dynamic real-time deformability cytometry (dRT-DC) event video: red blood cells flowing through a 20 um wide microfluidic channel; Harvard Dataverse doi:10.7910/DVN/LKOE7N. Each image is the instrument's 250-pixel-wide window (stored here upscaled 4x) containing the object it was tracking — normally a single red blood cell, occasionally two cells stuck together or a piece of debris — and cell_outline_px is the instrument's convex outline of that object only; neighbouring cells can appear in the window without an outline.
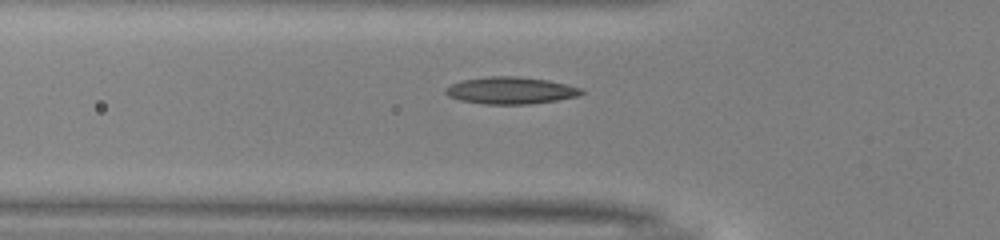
{"species": "common noctule bat (a hibernating species)", "species_latin": "Nyctalus noctula", "temperature_condition": "warm", "stored_images_in_passage": 28, "camera_frame_rate_fps": 3000, "um_per_image_px": 0.085, "animal": {"sex": "male", "body_mass_g": 13.0, "forearm_length_mm": 53.1}, "frame": {"image": 1, "passage_image": 5, "time_ms": 1.333, "image_size_px": [1000, 240], "cell_outline_px": [[584, 92], [580, 96], [556, 100], [528, 104], [484, 104], [460, 100], [448, 96], [444, 92], [444, 88], [452, 84], [464, 80], [492, 76], [516, 76], [548, 80], [584, 88]], "centroid_in_image_um": [43.43, 7.69], "position_along_channel_um": 82.4, "area_um2": 21.39}}
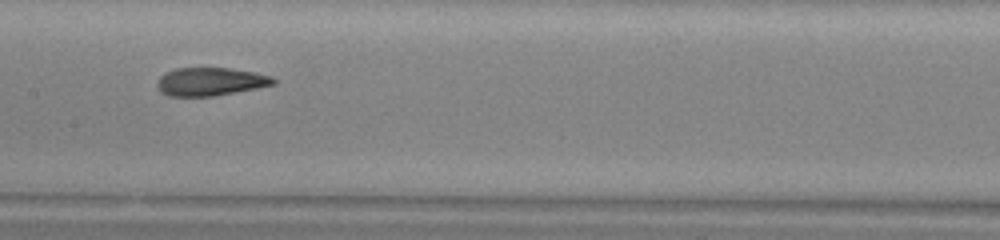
{"frame": {"image": 2, "passage_image": 13, "time_ms": 4.0, "image_size_px": [1000, 240], "cell_outline_px": [[276, 84], [256, 88], [212, 96], [168, 96], [160, 92], [156, 84], [160, 76], [164, 72], [176, 68], [228, 68], [256, 72], [272, 76], [276, 80]], "centroid_in_image_um": [17.87, 6.93], "position_along_channel_um": 189.5, "area_um2": 19.13}}
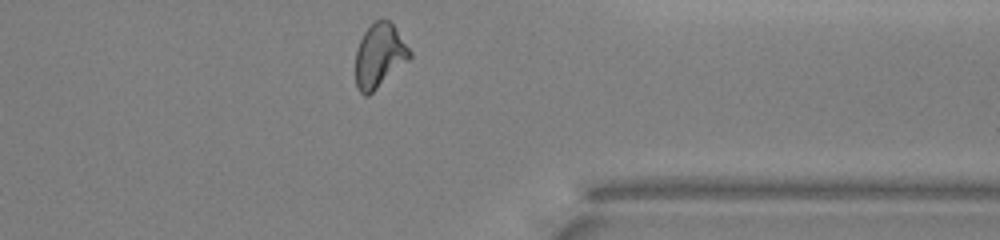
{"frame": {"image": 3, "passage_image": 28, "time_ms": 9.0, "image_size_px": [1000, 240], "cell_outline_px": [[412, 56], [408, 60], [368, 96], [364, 96], [356, 88], [356, 52], [360, 40], [364, 32], [380, 16], [384, 16], [396, 28], [412, 52]], "centroid_in_image_um": [32.25, 4.71], "position_along_channel_um": 379.1, "area_um2": 20.17}, "authors_computed_cell_mechanics": {"area_um2": 19.8832, "velocity_mm_per_s": 3.9983, "shape_relaxation_time_tau1_ms": 5.3748, "shape_relaxation_time_tau2_ms": 1.7381, "deformation_change_tau1": 0.1974, "deformation_change_tau2": 0.1008}}